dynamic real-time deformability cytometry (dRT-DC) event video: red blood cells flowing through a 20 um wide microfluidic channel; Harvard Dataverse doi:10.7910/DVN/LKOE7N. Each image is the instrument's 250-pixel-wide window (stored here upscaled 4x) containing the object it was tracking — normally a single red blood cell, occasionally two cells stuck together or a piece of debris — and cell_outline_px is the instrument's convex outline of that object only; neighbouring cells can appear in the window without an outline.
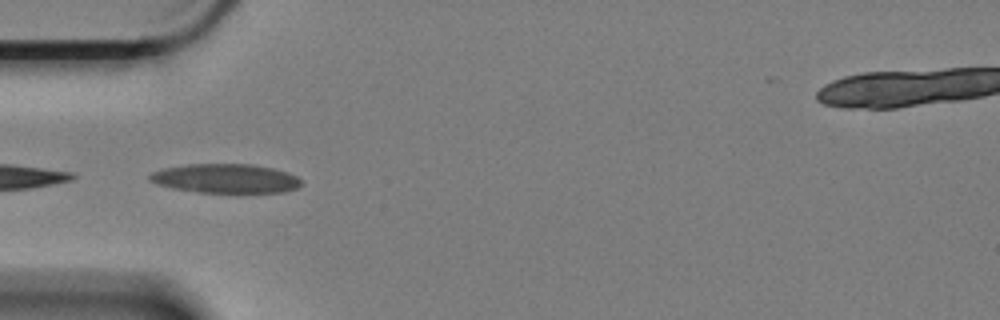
{"species": "Egyptian fruit bat (a non-hibernating species)", "species_latin": "Rousettus aegyptiacus", "temperature_condition": "cold", "stored_images_in_passage": 41, "camera_frame_rate_fps": 3000, "um_per_image_px": 0.085, "animal": {"sex": "female"}, "frame": {"image": 1, "passage_image": 1, "time_ms": 0.0, "image_size_px": [1000, 320], "cell_outline_px": [[300, 184], [296, 188], [284, 192], [200, 192], [172, 188], [156, 184], [148, 180], [148, 176], [152, 172], [160, 168], [184, 164], [252, 164], [272, 168], [288, 172], [296, 176], [300, 180]], "centroid_in_image_um": [19.11, 15.16], "position_along_channel_um": 65.9, "area_um2": 25.78}}
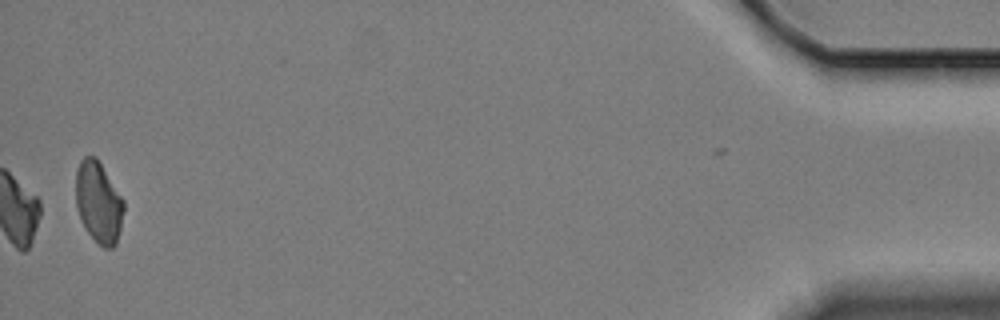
{"frame": {"image": 2, "passage_image": 41, "time_ms": 13.333, "image_size_px": [1000, 320], "cell_outline_px": [[124, 208], [120, 228], [116, 244], [112, 248], [104, 248], [88, 232], [76, 208], [76, 172], [80, 160], [84, 156], [96, 156], [124, 200]], "centroid_in_image_um": [8.38, 17.16], "position_along_channel_um": 426.8, "area_um2": 22.48}, "authors_computed_cell_mechanics": {"area_um2": 22.0218, "velocity_mm_per_s": 3.3589, "shape_relaxation_time_tau1_ms": 4.1306, "shape_relaxation_time_tau2_ms": null, "deformation_change_tau1": 0.0884, "deformation_change_tau2": null}}